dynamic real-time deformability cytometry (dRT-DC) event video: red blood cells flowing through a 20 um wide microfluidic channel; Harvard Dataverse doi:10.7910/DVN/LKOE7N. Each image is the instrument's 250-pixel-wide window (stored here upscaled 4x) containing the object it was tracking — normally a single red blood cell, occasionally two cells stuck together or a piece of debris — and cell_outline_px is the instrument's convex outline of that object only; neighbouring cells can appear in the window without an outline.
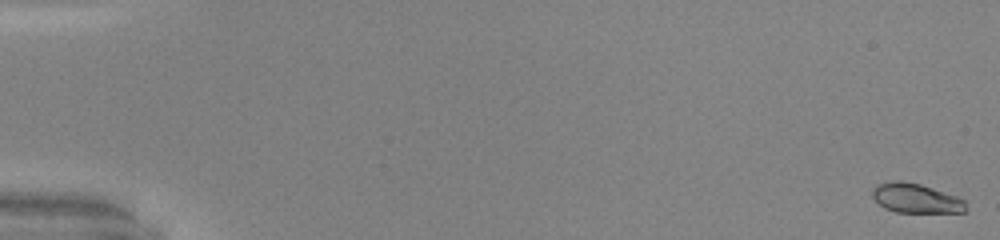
{"species": "common noctule bat (a hibernating species)", "species_latin": "Nyctalus noctula", "temperature_condition": "warm", "stored_images_in_passage": 51, "camera_frame_rate_fps": 3000, "um_per_image_px": 0.085, "animal": {"sex": "male", "body_mass_g": 20.0, "forearm_length_mm": 53.3}, "frame": {"image": 1, "passage_image": 1, "time_ms": 0.0, "image_size_px": [1000, 240], "cell_outline_px": [[964, 212], [896, 212], [884, 208], [872, 196], [872, 188], [876, 184], [892, 180], [900, 180], [920, 184], [956, 196], [964, 200]], "centroid_in_image_um": [77.78, 16.83], "position_along_channel_um": 7.2, "area_um2": 15.9}}
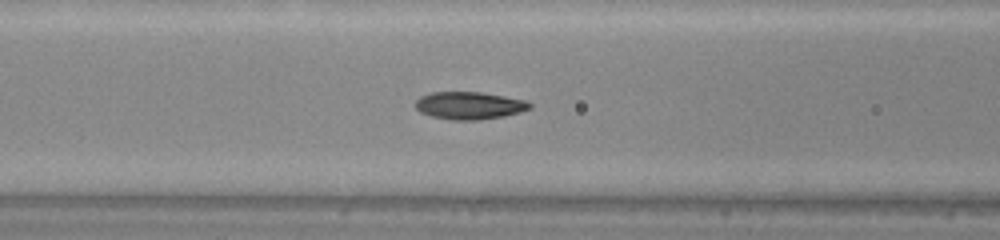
{"frame": {"image": 2, "passage_image": 23, "time_ms": 7.333, "image_size_px": [1000, 240], "cell_outline_px": [[532, 108], [520, 112], [504, 116], [476, 120], [452, 120], [432, 116], [420, 112], [416, 108], [416, 100], [420, 96], [432, 92], [480, 92], [528, 100], [532, 104]], "centroid_in_image_um": [39.92, 8.96], "position_along_channel_um": 126.7, "area_um2": 18.38}}
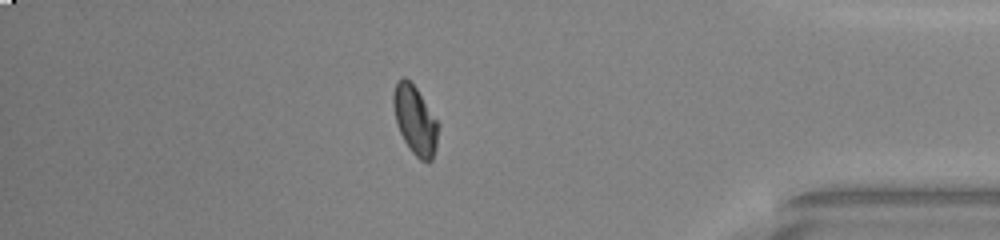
{"frame": {"image": 3, "passage_image": 45, "time_ms": 14.667, "image_size_px": [1000, 240], "cell_outline_px": [[440, 124], [436, 148], [432, 160], [428, 164], [420, 160], [412, 152], [404, 140], [400, 132], [396, 120], [392, 104], [392, 96], [396, 84], [404, 76], [416, 88]], "centroid_in_image_um": [35.31, 10.26], "position_along_channel_um": 399.9, "area_um2": 17.98}, "authors_computed_cell_mechanics": {"area_um2": 17.6868, "velocity_mm_per_s": 4.1479, "shape_relaxation_time_tau1_ms": 7.8897, "shape_relaxation_time_tau2_ms": 0.5635, "deformation_change_tau1": 0.2309, "deformation_change_tau2": 0.0329}}